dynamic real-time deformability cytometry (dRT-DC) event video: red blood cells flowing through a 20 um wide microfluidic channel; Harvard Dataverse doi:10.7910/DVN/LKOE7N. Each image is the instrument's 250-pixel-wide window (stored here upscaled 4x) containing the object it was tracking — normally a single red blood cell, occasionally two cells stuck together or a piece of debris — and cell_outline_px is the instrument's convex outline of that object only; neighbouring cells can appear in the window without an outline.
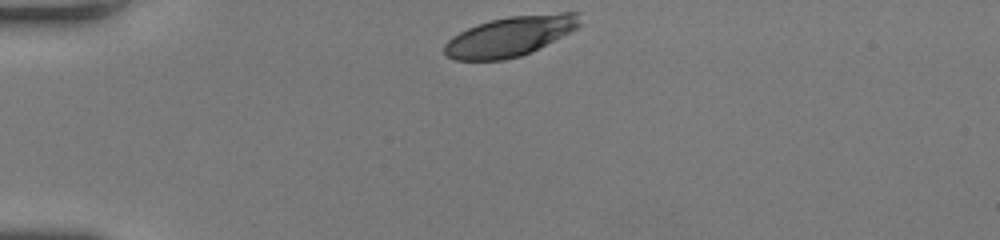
{"species": "human", "species_latin": "Homo sapiens", "temperature_condition": "room temperature", "stored_images_in_passage": 30, "camera_frame_rate_fps": 3000, "um_per_image_px": 0.085, "donor": {"sex": "female"}, "frame": {"image": 1, "passage_image": 1, "time_ms": 0.0, "image_size_px": [1000, 240], "cell_outline_px": [[580, 24], [576, 28], [520, 56], [504, 60], [456, 60], [448, 56], [444, 52], [444, 44], [452, 36], [468, 28], [488, 20], [508, 16], [560, 12], [580, 12]], "centroid_in_image_um": [43.32, 3.06], "position_along_channel_um": 41.7, "area_um2": 31.1}}
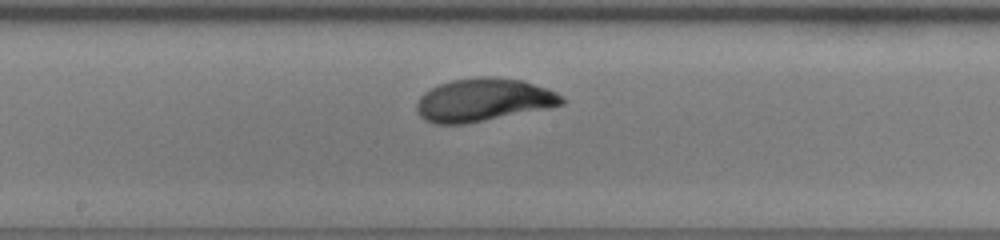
{"frame": {"image": 2, "passage_image": 16, "time_ms": 5.0, "image_size_px": [1000, 240], "cell_outline_px": [[564, 104], [548, 108], [464, 124], [432, 124], [424, 120], [416, 112], [416, 104], [420, 96], [424, 92], [440, 84], [452, 80], [476, 76], [488, 76], [524, 80], [548, 88], [564, 96]], "centroid_in_image_um": [41.08, 8.49], "position_along_channel_um": 207.1, "area_um2": 36.59}}
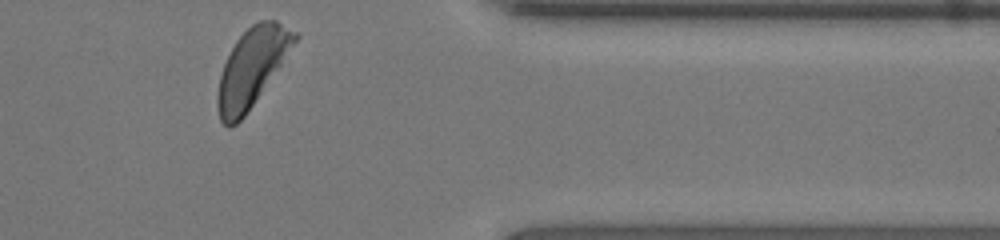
{"frame": {"image": 3, "passage_image": 30, "time_ms": 9.667, "image_size_px": [1000, 240], "cell_outline_px": [[300, 36], [244, 116], [236, 124], [228, 128], [220, 120], [216, 104], [216, 96], [220, 76], [224, 64], [236, 40], [252, 24], [260, 20], [276, 20], [296, 32]], "centroid_in_image_um": [21.38, 5.73], "position_along_channel_um": 390.0, "area_um2": 34.33}, "authors_computed_cell_mechanics": {"area_um2": 35.4314, "velocity_mm_per_s": 4.2012, "shape_relaxation_time_tau1_ms": 4.4136, "shape_relaxation_time_tau2_ms": null, "deformation_change_tau1": 0.1802, "deformation_change_tau2": null}}